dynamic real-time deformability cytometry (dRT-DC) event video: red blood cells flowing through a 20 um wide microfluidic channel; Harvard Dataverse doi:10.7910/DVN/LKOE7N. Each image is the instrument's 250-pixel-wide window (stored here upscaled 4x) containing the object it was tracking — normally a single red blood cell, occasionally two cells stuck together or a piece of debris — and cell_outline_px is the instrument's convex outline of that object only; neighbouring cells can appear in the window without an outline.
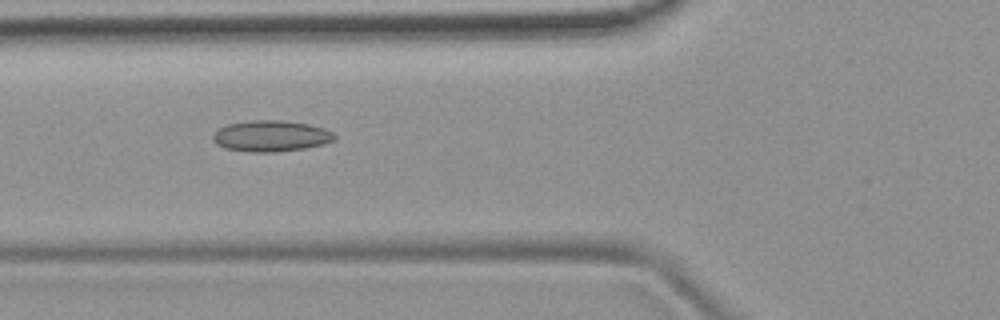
{"species": "common noctule bat (a hibernating species)", "species_latin": "Nyctalus noctula", "temperature_condition": "room temperature", "stored_images_in_passage": 7, "camera_frame_rate_fps": 3000, "um_per_image_px": 0.085, "animal": {"sex": "female", "body_mass_g": 19.9}, "frame": {"image": 1, "passage_image": 6, "time_ms": 6.0, "image_size_px": [1000, 320], "cell_outline_px": [[336, 140], [324, 144], [304, 148], [276, 152], [252, 152], [224, 148], [216, 144], [212, 140], [212, 136], [220, 128], [228, 124], [252, 120], [284, 120], [308, 124], [324, 128], [332, 132], [336, 136]], "centroid_in_image_um": [23.05, 11.56], "position_along_channel_um": 102.8, "area_um2": 22.08}}
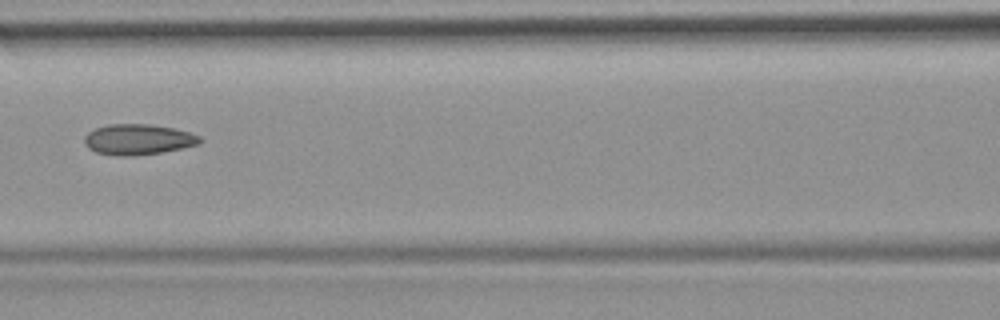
{"frame": {"image": 2, "passage_image": 7, "time_ms": 7.333, "image_size_px": [1000, 320], "cell_outline_px": [[200, 144], [160, 152], [132, 156], [116, 156], [96, 152], [88, 148], [84, 144], [84, 136], [88, 132], [96, 128], [108, 124], [148, 124], [172, 128], [188, 132], [200, 136]], "centroid_in_image_um": [11.68, 11.85], "position_along_channel_um": 154.9, "area_um2": 20.46}}